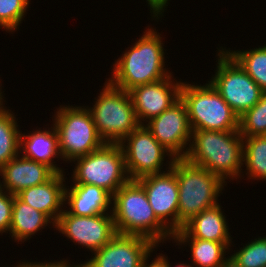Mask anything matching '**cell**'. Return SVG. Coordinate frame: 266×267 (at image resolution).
I'll list each match as a JSON object with an SVG mask.
<instances>
[{
	"label": "cell",
	"instance_id": "obj_1",
	"mask_svg": "<svg viewBox=\"0 0 266 267\" xmlns=\"http://www.w3.org/2000/svg\"><path fill=\"white\" fill-rule=\"evenodd\" d=\"M147 27L144 34L114 61L111 76L106 78L113 86L128 92L136 86L161 81L173 73L165 66L166 50L161 34L156 27Z\"/></svg>",
	"mask_w": 266,
	"mask_h": 267
},
{
	"label": "cell",
	"instance_id": "obj_2",
	"mask_svg": "<svg viewBox=\"0 0 266 267\" xmlns=\"http://www.w3.org/2000/svg\"><path fill=\"white\" fill-rule=\"evenodd\" d=\"M185 159L227 180L242 179L243 137L237 131H192Z\"/></svg>",
	"mask_w": 266,
	"mask_h": 267
},
{
	"label": "cell",
	"instance_id": "obj_3",
	"mask_svg": "<svg viewBox=\"0 0 266 267\" xmlns=\"http://www.w3.org/2000/svg\"><path fill=\"white\" fill-rule=\"evenodd\" d=\"M112 216L117 233L140 235L156 245L173 240V233L156 217L136 180H129L113 194Z\"/></svg>",
	"mask_w": 266,
	"mask_h": 267
},
{
	"label": "cell",
	"instance_id": "obj_4",
	"mask_svg": "<svg viewBox=\"0 0 266 267\" xmlns=\"http://www.w3.org/2000/svg\"><path fill=\"white\" fill-rule=\"evenodd\" d=\"M171 170L178 181L177 231L195 215L216 206L227 185L218 175L194 165L185 158L175 159Z\"/></svg>",
	"mask_w": 266,
	"mask_h": 267
},
{
	"label": "cell",
	"instance_id": "obj_5",
	"mask_svg": "<svg viewBox=\"0 0 266 267\" xmlns=\"http://www.w3.org/2000/svg\"><path fill=\"white\" fill-rule=\"evenodd\" d=\"M180 98L186 106L192 131L239 130V116L209 82L203 86L182 82Z\"/></svg>",
	"mask_w": 266,
	"mask_h": 267
},
{
	"label": "cell",
	"instance_id": "obj_6",
	"mask_svg": "<svg viewBox=\"0 0 266 267\" xmlns=\"http://www.w3.org/2000/svg\"><path fill=\"white\" fill-rule=\"evenodd\" d=\"M94 105L87 106L99 136L105 143H120L140 124L129 92L113 86L108 80Z\"/></svg>",
	"mask_w": 266,
	"mask_h": 267
},
{
	"label": "cell",
	"instance_id": "obj_7",
	"mask_svg": "<svg viewBox=\"0 0 266 267\" xmlns=\"http://www.w3.org/2000/svg\"><path fill=\"white\" fill-rule=\"evenodd\" d=\"M56 109L52 121L58 133L59 153L63 161L69 164L105 144L86 106L68 104Z\"/></svg>",
	"mask_w": 266,
	"mask_h": 267
},
{
	"label": "cell",
	"instance_id": "obj_8",
	"mask_svg": "<svg viewBox=\"0 0 266 267\" xmlns=\"http://www.w3.org/2000/svg\"><path fill=\"white\" fill-rule=\"evenodd\" d=\"M70 163L75 164L71 184L96 185L113 195L130 180L119 143H105L101 148L77 157Z\"/></svg>",
	"mask_w": 266,
	"mask_h": 267
},
{
	"label": "cell",
	"instance_id": "obj_9",
	"mask_svg": "<svg viewBox=\"0 0 266 267\" xmlns=\"http://www.w3.org/2000/svg\"><path fill=\"white\" fill-rule=\"evenodd\" d=\"M216 51V72L207 82L240 117L260 100L264 91L222 46Z\"/></svg>",
	"mask_w": 266,
	"mask_h": 267
},
{
	"label": "cell",
	"instance_id": "obj_10",
	"mask_svg": "<svg viewBox=\"0 0 266 267\" xmlns=\"http://www.w3.org/2000/svg\"><path fill=\"white\" fill-rule=\"evenodd\" d=\"M119 145L123 150L125 168L130 180L164 173L171 169L175 160L145 125H139ZM165 157L168 158L165 159ZM165 160L166 164L163 162Z\"/></svg>",
	"mask_w": 266,
	"mask_h": 267
},
{
	"label": "cell",
	"instance_id": "obj_11",
	"mask_svg": "<svg viewBox=\"0 0 266 267\" xmlns=\"http://www.w3.org/2000/svg\"><path fill=\"white\" fill-rule=\"evenodd\" d=\"M55 229L90 252L104 247L117 234L112 213L76 216L65 208L55 223Z\"/></svg>",
	"mask_w": 266,
	"mask_h": 267
},
{
	"label": "cell",
	"instance_id": "obj_12",
	"mask_svg": "<svg viewBox=\"0 0 266 267\" xmlns=\"http://www.w3.org/2000/svg\"><path fill=\"white\" fill-rule=\"evenodd\" d=\"M144 125L174 159L185 158L191 142L192 128L181 98Z\"/></svg>",
	"mask_w": 266,
	"mask_h": 267
},
{
	"label": "cell",
	"instance_id": "obj_13",
	"mask_svg": "<svg viewBox=\"0 0 266 267\" xmlns=\"http://www.w3.org/2000/svg\"><path fill=\"white\" fill-rule=\"evenodd\" d=\"M159 245L140 236L117 233L104 247L92 252L84 267H142L145 258ZM94 255V256H93Z\"/></svg>",
	"mask_w": 266,
	"mask_h": 267
},
{
	"label": "cell",
	"instance_id": "obj_14",
	"mask_svg": "<svg viewBox=\"0 0 266 267\" xmlns=\"http://www.w3.org/2000/svg\"><path fill=\"white\" fill-rule=\"evenodd\" d=\"M172 75L161 81L136 86L128 91L140 125L159 116L180 98L182 81L181 79L176 81Z\"/></svg>",
	"mask_w": 266,
	"mask_h": 267
},
{
	"label": "cell",
	"instance_id": "obj_15",
	"mask_svg": "<svg viewBox=\"0 0 266 267\" xmlns=\"http://www.w3.org/2000/svg\"><path fill=\"white\" fill-rule=\"evenodd\" d=\"M145 190L156 217L174 234L177 231L178 181L170 169L136 180Z\"/></svg>",
	"mask_w": 266,
	"mask_h": 267
},
{
	"label": "cell",
	"instance_id": "obj_16",
	"mask_svg": "<svg viewBox=\"0 0 266 267\" xmlns=\"http://www.w3.org/2000/svg\"><path fill=\"white\" fill-rule=\"evenodd\" d=\"M0 173L2 190L13 195L44 184L56 174L48 165L25 158L20 153L3 165Z\"/></svg>",
	"mask_w": 266,
	"mask_h": 267
},
{
	"label": "cell",
	"instance_id": "obj_17",
	"mask_svg": "<svg viewBox=\"0 0 266 267\" xmlns=\"http://www.w3.org/2000/svg\"><path fill=\"white\" fill-rule=\"evenodd\" d=\"M219 203L195 215L182 229L176 231L173 237H193L223 243L232 250L234 243L229 232V224ZM232 245V246H231ZM231 249H230V248Z\"/></svg>",
	"mask_w": 266,
	"mask_h": 267
},
{
	"label": "cell",
	"instance_id": "obj_18",
	"mask_svg": "<svg viewBox=\"0 0 266 267\" xmlns=\"http://www.w3.org/2000/svg\"><path fill=\"white\" fill-rule=\"evenodd\" d=\"M65 175V173H56L44 184L24 189L16 196L56 223L65 206V187L67 186L65 180L68 179Z\"/></svg>",
	"mask_w": 266,
	"mask_h": 267
},
{
	"label": "cell",
	"instance_id": "obj_19",
	"mask_svg": "<svg viewBox=\"0 0 266 267\" xmlns=\"http://www.w3.org/2000/svg\"><path fill=\"white\" fill-rule=\"evenodd\" d=\"M72 185L65 187L64 207L70 214L94 216L112 213L113 195L110 192L92 184Z\"/></svg>",
	"mask_w": 266,
	"mask_h": 267
},
{
	"label": "cell",
	"instance_id": "obj_20",
	"mask_svg": "<svg viewBox=\"0 0 266 267\" xmlns=\"http://www.w3.org/2000/svg\"><path fill=\"white\" fill-rule=\"evenodd\" d=\"M44 128L43 130L36 128L34 131H28L27 134L21 131L19 153L25 158L48 165L56 173H66L64 168H60V165L58 167L55 161L56 158L62 160L57 130L53 123L50 128Z\"/></svg>",
	"mask_w": 266,
	"mask_h": 267
},
{
	"label": "cell",
	"instance_id": "obj_21",
	"mask_svg": "<svg viewBox=\"0 0 266 267\" xmlns=\"http://www.w3.org/2000/svg\"><path fill=\"white\" fill-rule=\"evenodd\" d=\"M55 228V223L43 212L34 209L21 201L16 195L13 201L12 219L9 229L11 239L24 243L35 236L38 231L51 226Z\"/></svg>",
	"mask_w": 266,
	"mask_h": 267
},
{
	"label": "cell",
	"instance_id": "obj_22",
	"mask_svg": "<svg viewBox=\"0 0 266 267\" xmlns=\"http://www.w3.org/2000/svg\"><path fill=\"white\" fill-rule=\"evenodd\" d=\"M172 241V243H176L179 246L178 249L182 245L184 247L188 245L192 267H219L230 254L228 253L230 250L221 242L193 237H173Z\"/></svg>",
	"mask_w": 266,
	"mask_h": 267
},
{
	"label": "cell",
	"instance_id": "obj_23",
	"mask_svg": "<svg viewBox=\"0 0 266 267\" xmlns=\"http://www.w3.org/2000/svg\"><path fill=\"white\" fill-rule=\"evenodd\" d=\"M248 180L266 182V135L243 137V166ZM247 170V171H246Z\"/></svg>",
	"mask_w": 266,
	"mask_h": 267
},
{
	"label": "cell",
	"instance_id": "obj_24",
	"mask_svg": "<svg viewBox=\"0 0 266 267\" xmlns=\"http://www.w3.org/2000/svg\"><path fill=\"white\" fill-rule=\"evenodd\" d=\"M16 116L4 104L0 107V168L19 154L21 131Z\"/></svg>",
	"mask_w": 266,
	"mask_h": 267
},
{
	"label": "cell",
	"instance_id": "obj_25",
	"mask_svg": "<svg viewBox=\"0 0 266 267\" xmlns=\"http://www.w3.org/2000/svg\"><path fill=\"white\" fill-rule=\"evenodd\" d=\"M250 78L266 92V44L248 50H227Z\"/></svg>",
	"mask_w": 266,
	"mask_h": 267
},
{
	"label": "cell",
	"instance_id": "obj_26",
	"mask_svg": "<svg viewBox=\"0 0 266 267\" xmlns=\"http://www.w3.org/2000/svg\"><path fill=\"white\" fill-rule=\"evenodd\" d=\"M239 133L242 137L266 135V92L239 117Z\"/></svg>",
	"mask_w": 266,
	"mask_h": 267
},
{
	"label": "cell",
	"instance_id": "obj_27",
	"mask_svg": "<svg viewBox=\"0 0 266 267\" xmlns=\"http://www.w3.org/2000/svg\"><path fill=\"white\" fill-rule=\"evenodd\" d=\"M230 257L240 267H266V236L251 239Z\"/></svg>",
	"mask_w": 266,
	"mask_h": 267
},
{
	"label": "cell",
	"instance_id": "obj_28",
	"mask_svg": "<svg viewBox=\"0 0 266 267\" xmlns=\"http://www.w3.org/2000/svg\"><path fill=\"white\" fill-rule=\"evenodd\" d=\"M31 0H0V29L13 33L19 29ZM25 15V16H24Z\"/></svg>",
	"mask_w": 266,
	"mask_h": 267
},
{
	"label": "cell",
	"instance_id": "obj_29",
	"mask_svg": "<svg viewBox=\"0 0 266 267\" xmlns=\"http://www.w3.org/2000/svg\"><path fill=\"white\" fill-rule=\"evenodd\" d=\"M13 194L6 191H0V234L8 233L10 229L12 210H13Z\"/></svg>",
	"mask_w": 266,
	"mask_h": 267
},
{
	"label": "cell",
	"instance_id": "obj_30",
	"mask_svg": "<svg viewBox=\"0 0 266 267\" xmlns=\"http://www.w3.org/2000/svg\"><path fill=\"white\" fill-rule=\"evenodd\" d=\"M68 259H60L59 261H53L51 260V262H48L45 260V262H28L27 260H23V267H84L83 263H78L77 264H73L74 262H72V264H70ZM27 261V262H26Z\"/></svg>",
	"mask_w": 266,
	"mask_h": 267
},
{
	"label": "cell",
	"instance_id": "obj_31",
	"mask_svg": "<svg viewBox=\"0 0 266 267\" xmlns=\"http://www.w3.org/2000/svg\"><path fill=\"white\" fill-rule=\"evenodd\" d=\"M170 0H146L148 6L150 7V15L152 16L151 18L152 21L155 19V21L160 20L164 16V11L166 10ZM159 16V17H158Z\"/></svg>",
	"mask_w": 266,
	"mask_h": 267
},
{
	"label": "cell",
	"instance_id": "obj_32",
	"mask_svg": "<svg viewBox=\"0 0 266 267\" xmlns=\"http://www.w3.org/2000/svg\"><path fill=\"white\" fill-rule=\"evenodd\" d=\"M160 254V255H159ZM156 257L152 258L153 260L150 262L151 253L145 258L142 267H166V254L159 253ZM150 262V263H149Z\"/></svg>",
	"mask_w": 266,
	"mask_h": 267
},
{
	"label": "cell",
	"instance_id": "obj_33",
	"mask_svg": "<svg viewBox=\"0 0 266 267\" xmlns=\"http://www.w3.org/2000/svg\"><path fill=\"white\" fill-rule=\"evenodd\" d=\"M219 267H240V266H238L233 261V259L230 256H228V258Z\"/></svg>",
	"mask_w": 266,
	"mask_h": 267
},
{
	"label": "cell",
	"instance_id": "obj_34",
	"mask_svg": "<svg viewBox=\"0 0 266 267\" xmlns=\"http://www.w3.org/2000/svg\"><path fill=\"white\" fill-rule=\"evenodd\" d=\"M171 264L172 263H170V261L168 260V256L166 255V267H173ZM174 267H192V266H191V263L187 264V263H184V261H183V263L179 262V263L175 264Z\"/></svg>",
	"mask_w": 266,
	"mask_h": 267
},
{
	"label": "cell",
	"instance_id": "obj_35",
	"mask_svg": "<svg viewBox=\"0 0 266 267\" xmlns=\"http://www.w3.org/2000/svg\"><path fill=\"white\" fill-rule=\"evenodd\" d=\"M2 80L0 79V107L3 105V104H5L4 102L6 101V100H4L5 99V97H4V91L2 92V82H1ZM4 98V99H3Z\"/></svg>",
	"mask_w": 266,
	"mask_h": 267
},
{
	"label": "cell",
	"instance_id": "obj_36",
	"mask_svg": "<svg viewBox=\"0 0 266 267\" xmlns=\"http://www.w3.org/2000/svg\"><path fill=\"white\" fill-rule=\"evenodd\" d=\"M11 266H13V267H23V262L20 260V263L18 262V263H16V266L15 265H11ZM10 266V267H11ZM5 267V266H4Z\"/></svg>",
	"mask_w": 266,
	"mask_h": 267
},
{
	"label": "cell",
	"instance_id": "obj_37",
	"mask_svg": "<svg viewBox=\"0 0 266 267\" xmlns=\"http://www.w3.org/2000/svg\"><path fill=\"white\" fill-rule=\"evenodd\" d=\"M0 176H1V173H0ZM0 179H1V177H0ZM0 191H2L1 180H0Z\"/></svg>",
	"mask_w": 266,
	"mask_h": 267
}]
</instances>
